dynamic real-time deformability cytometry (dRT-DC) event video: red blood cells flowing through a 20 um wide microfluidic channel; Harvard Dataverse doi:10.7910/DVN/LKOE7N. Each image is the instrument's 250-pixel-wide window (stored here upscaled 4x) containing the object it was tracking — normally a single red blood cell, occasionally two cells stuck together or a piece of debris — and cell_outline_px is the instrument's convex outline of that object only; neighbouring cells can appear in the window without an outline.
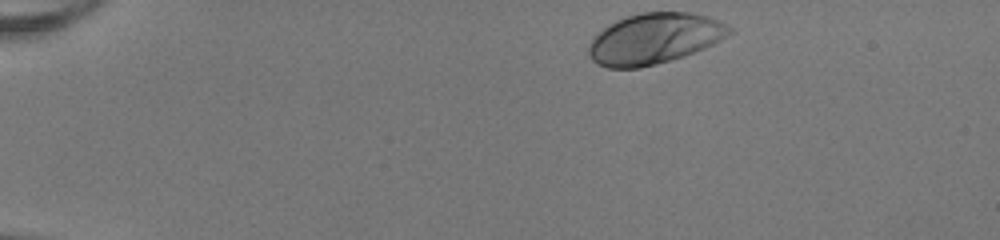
{"species": "human", "species_latin": "Homo sapiens", "temperature_condition": "room temperature", "stored_images_in_passage": 25, "camera_frame_rate_fps": 3000, "um_per_image_px": 0.085, "donor": {"sex": "female"}, "frame": {"image": 1, "passage_image": 1, "time_ms": 0.0, "image_size_px": [1000, 240], "cell_outline_px": [[732, 32], [720, 40], [704, 48], [684, 56], [672, 60], [640, 68], [608, 68], [596, 64], [592, 60], [588, 52], [588, 44], [592, 36], [596, 32], [608, 24], [616, 20], [640, 12], [688, 12], [708, 16], [732, 28]], "centroid_in_image_um": [55.55, 3.29], "position_along_channel_um": 29.4, "area_um2": 41.79}}
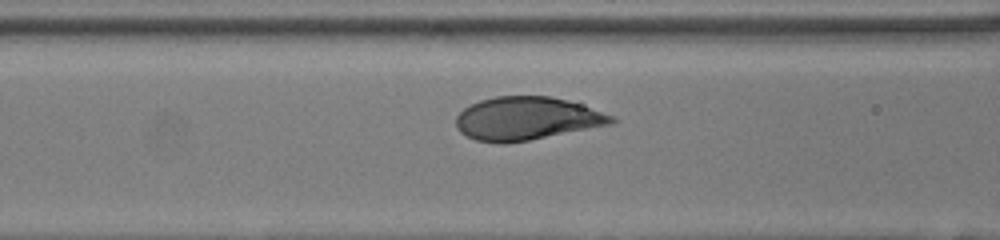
{"frame": {"image": 2, "passage_image": 15, "time_ms": 4.667, "image_size_px": [1000, 240], "cell_outline_px": [[616, 120], [612, 124], [528, 140], [504, 144], [500, 144], [476, 140], [460, 132], [456, 128], [456, 116], [464, 108], [480, 100], [496, 96], [548, 96], [568, 100], [612, 116]], "centroid_in_image_um": [44.72, 10.08], "position_along_channel_um": 121.9, "area_um2": 38.73}}
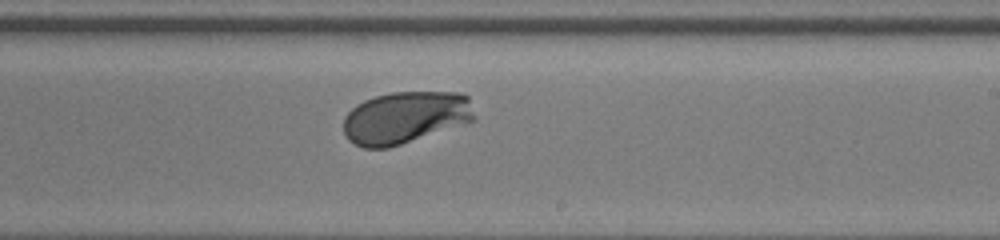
{"frame": {"image": 3, "passage_image": 25, "time_ms": 8.0, "image_size_px": [1000, 240], "cell_outline_px": [[476, 120], [388, 148], [364, 148], [348, 140], [344, 132], [344, 116], [356, 104], [364, 100], [376, 96], [392, 92], [460, 92], [468, 96], [476, 116]], "centroid_in_image_um": [34.46, 9.98], "position_along_channel_um": 254.5, "area_um2": 39.88}}